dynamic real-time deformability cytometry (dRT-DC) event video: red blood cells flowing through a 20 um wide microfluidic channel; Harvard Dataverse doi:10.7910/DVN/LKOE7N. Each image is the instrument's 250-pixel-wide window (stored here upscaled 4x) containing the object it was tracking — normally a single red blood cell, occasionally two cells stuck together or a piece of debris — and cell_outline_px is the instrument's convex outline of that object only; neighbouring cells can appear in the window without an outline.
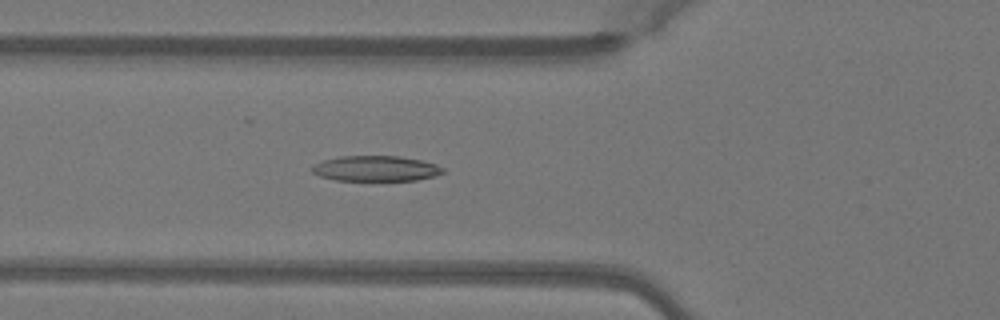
{"species": "Egyptian fruit bat (a non-hibernating species)", "species_latin": "Rousettus aegyptiacus", "temperature_condition": "warm", "stored_images_in_passage": 51, "camera_frame_rate_fps": 3000, "um_per_image_px": 0.085, "animal": {"sex": "female"}, "frame": {"image": 1, "passage_image": 19, "time_ms": 6.0, "image_size_px": [1000, 320], "cell_outline_px": [[444, 172], [436, 176], [416, 180], [336, 180], [320, 176], [312, 172], [312, 164], [324, 160], [340, 156], [400, 156], [420, 160], [436, 164], [444, 168]], "centroid_in_image_um": [31.95, 14.32], "position_along_channel_um": 93.9, "area_um2": 19.36}}
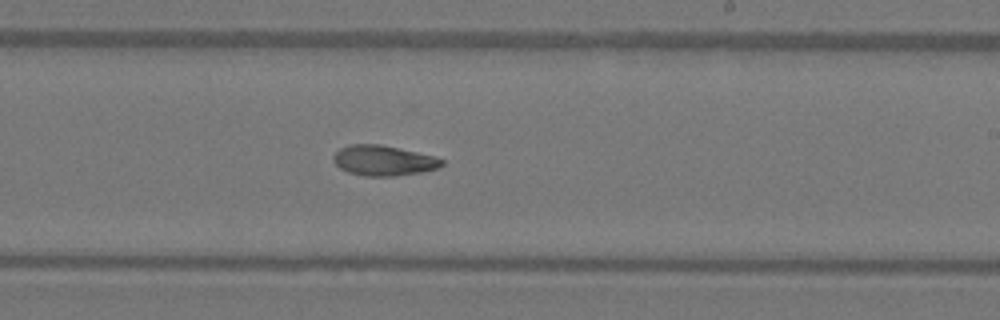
{"frame": {"image": 2, "passage_image": 31, "time_ms": 10.0, "image_size_px": [1000, 320], "cell_outline_px": [[444, 164], [440, 168], [420, 172], [392, 176], [364, 176], [348, 172], [340, 168], [332, 160], [332, 156], [340, 148], [352, 144], [380, 144], [400, 148], [436, 156], [444, 160]], "centroid_in_image_um": [32.61, 13.64], "position_along_channel_um": 256.4, "area_um2": 19.25}}
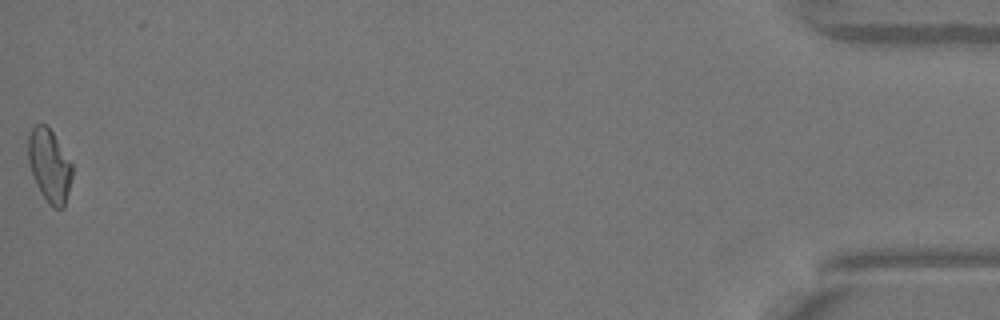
{"frame": {"image": 3, "passage_image": 51, "time_ms": 16.667, "image_size_px": [1000, 320], "cell_outline_px": [[72, 176], [64, 208], [52, 208], [40, 192], [36, 184], [28, 160], [28, 136], [32, 128], [36, 124], [44, 124], [52, 132], [72, 164]], "centroid_in_image_um": [4.2, 14.09], "position_along_channel_um": 431.0, "area_um2": 18.44}, "authors_computed_cell_mechanics": {"area_um2": 19.363, "velocity_mm_per_s": 4.0578, "shape_relaxation_time_tau1_ms": 8.171, "shape_relaxation_time_tau2_ms": 6.406, "deformation_change_tau1": 0.2074, "deformation_change_tau2": 0.1234}}